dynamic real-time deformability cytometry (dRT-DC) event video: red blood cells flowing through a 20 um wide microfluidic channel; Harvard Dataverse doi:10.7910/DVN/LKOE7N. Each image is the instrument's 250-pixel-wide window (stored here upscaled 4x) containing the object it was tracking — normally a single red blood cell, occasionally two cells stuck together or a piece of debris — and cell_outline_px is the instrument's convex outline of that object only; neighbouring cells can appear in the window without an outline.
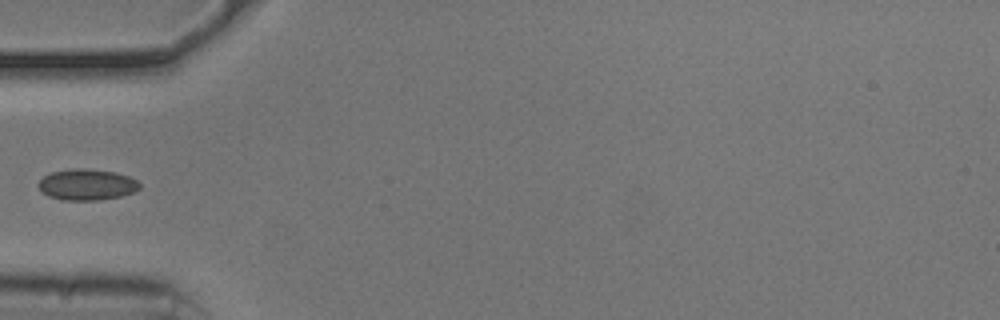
{"species": "common noctule bat (a hibernating species)", "species_latin": "Nyctalus noctula", "temperature_condition": "cold", "stored_images_in_passage": 37, "camera_frame_rate_fps": 3000, "um_per_image_px": 0.085, "animal": {"sex": "male", "body_mass_g": 20.5, "forearm_length_mm": 52.5}, "frame": {"image": 1, "passage_image": 1, "time_ms": 0.0, "image_size_px": [1000, 320], "cell_outline_px": [[140, 188], [136, 192], [120, 196], [100, 200], [64, 200], [48, 196], [36, 184], [44, 176], [52, 172], [72, 168], [84, 168], [116, 172], [128, 176], [136, 180], [140, 184]], "centroid_in_image_um": [7.4, 15.69], "position_along_channel_um": 77.6, "area_um2": 18.38}}
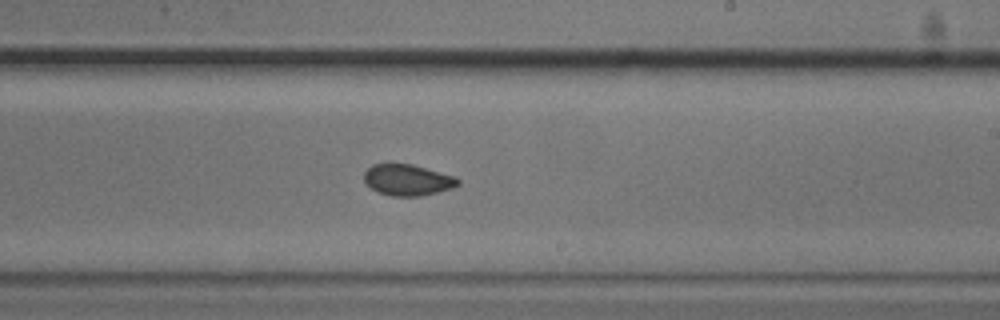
{"frame": {"image": 2, "passage_image": 15, "time_ms": 4.667, "image_size_px": [1000, 320], "cell_outline_px": [[460, 184], [452, 188], [420, 196], [392, 196], [376, 192], [364, 180], [364, 172], [372, 164], [412, 164], [456, 176], [460, 180]], "centroid_in_image_um": [34.66, 15.29], "position_along_channel_um": 254.3, "area_um2": 17.05}}
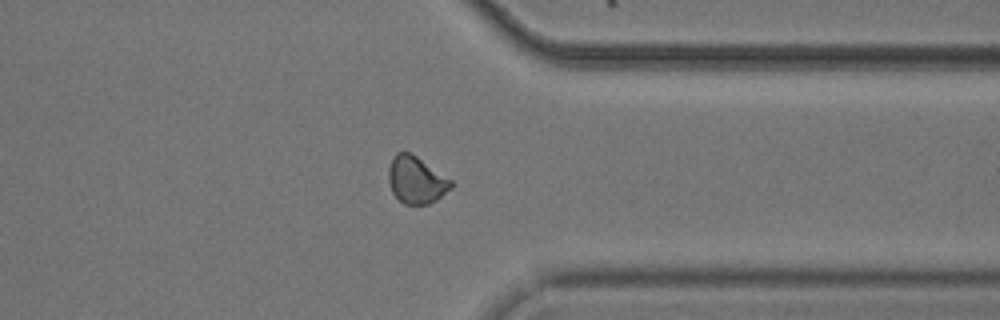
{"frame": {"image": 3, "passage_image": 25, "time_ms": 8.0, "image_size_px": [1000, 320], "cell_outline_px": [[452, 188], [436, 200], [428, 204], [404, 204], [392, 192], [388, 180], [388, 168], [392, 156], [396, 152], [408, 152], [416, 156], [452, 180]], "centroid_in_image_um": [35.36, 15.29], "position_along_channel_um": 376.0, "area_um2": 17.11}}